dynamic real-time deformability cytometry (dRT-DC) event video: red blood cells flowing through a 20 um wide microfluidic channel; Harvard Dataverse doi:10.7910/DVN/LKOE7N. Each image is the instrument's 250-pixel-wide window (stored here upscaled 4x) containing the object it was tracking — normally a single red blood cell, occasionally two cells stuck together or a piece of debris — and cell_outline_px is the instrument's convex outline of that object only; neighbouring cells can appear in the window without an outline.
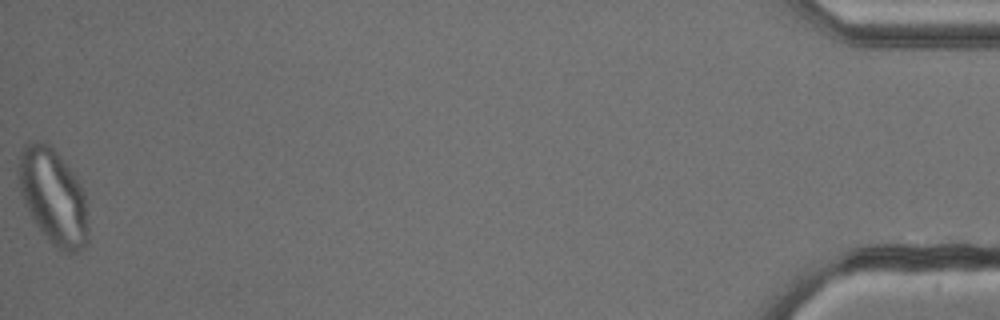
{"species": "common noctule bat (a hibernating species)", "species_latin": "Nyctalus noctula", "temperature_condition": "cold", "stored_images_in_passage": 54, "camera_frame_rate_fps": 3000, "um_per_image_px": 0.085, "animal": {"sex": "male", "body_mass_g": 13.3}, "frame": {"image": 1, "passage_image": 54, "time_ms": 17.667, "image_size_px": [1000, 320], "cell_outline_px": [[88, 244], [84, 248], [76, 252], [64, 252], [56, 248], [52, 244], [32, 220], [24, 204], [20, 192], [16, 176], [16, 168], [20, 152], [24, 144], [28, 140], [36, 140], [48, 144], [56, 152], [72, 172], [80, 184], [84, 192], [88, 228]], "centroid_in_image_um": [4.48, 16.71], "position_along_channel_um": 430.7, "area_um2": 39.3}}